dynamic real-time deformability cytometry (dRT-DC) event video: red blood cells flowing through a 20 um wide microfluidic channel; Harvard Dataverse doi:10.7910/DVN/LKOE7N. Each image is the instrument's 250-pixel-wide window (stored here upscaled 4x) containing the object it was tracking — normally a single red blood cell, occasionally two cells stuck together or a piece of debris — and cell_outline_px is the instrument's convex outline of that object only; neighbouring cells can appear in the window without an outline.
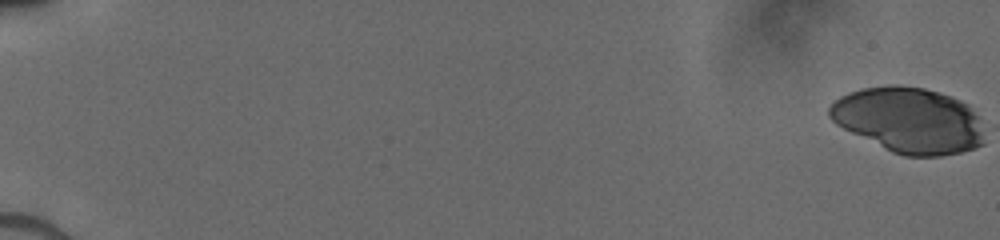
{"species": "human", "species_latin": "Homo sapiens", "temperature_condition": "cold", "stored_images_in_passage": 16, "camera_frame_rate_fps": 3000, "um_per_image_px": 0.085, "donor": {"sex": "male"}, "frame": {"image": 1, "passage_image": 1, "time_ms": 0.0, "image_size_px": [1000, 240], "cell_outline_px": [[984, 144], [976, 148], [960, 152], [940, 156], [904, 156], [892, 152], [836, 124], [828, 116], [828, 108], [840, 96], [848, 92], [860, 88], [888, 84], [896, 84], [924, 88], [952, 96], [968, 104], [984, 124]], "centroid_in_image_um": [77.3, 10.2], "position_along_channel_um": 7.7, "area_um2": 59.65}}
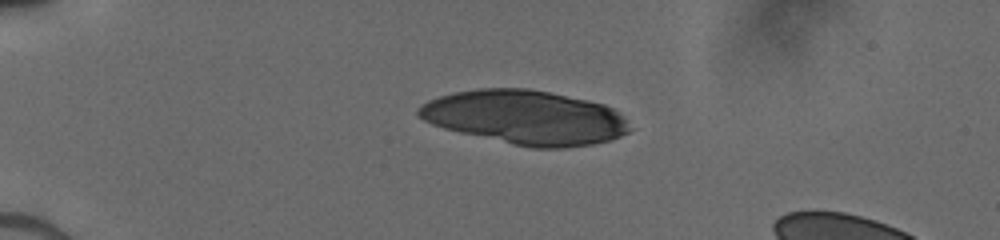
{"frame": {"image": 2, "passage_image": 9, "time_ms": 4.667, "image_size_px": [1000, 240], "cell_outline_px": [[632, 128], [628, 132], [612, 140], [592, 144], [564, 148], [532, 148], [512, 144], [460, 132], [444, 128], [432, 124], [416, 116], [416, 108], [420, 104], [428, 100], [440, 96], [456, 92], [480, 88], [528, 88], [588, 100], [604, 104], [612, 108]], "centroid_in_image_um": [44.62, 9.98], "position_along_channel_um": 40.4, "area_um2": 66.35}}
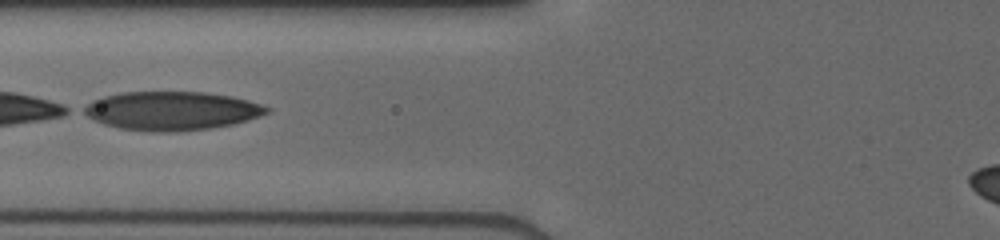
{"frame": {"image": 3, "passage_image": 15, "time_ms": 8.0, "image_size_px": [1000, 240], "cell_outline_px": [[272, 108], [268, 112], [248, 120], [232, 124], [212, 128], [176, 132], [152, 132], [120, 128], [104, 124], [92, 120], [80, 112], [80, 108], [92, 100], [104, 96], [124, 92], [204, 92], [232, 96], [248, 100]], "centroid_in_image_um": [14.54, 9.42], "position_along_channel_um": 111.3, "area_um2": 41.56}}